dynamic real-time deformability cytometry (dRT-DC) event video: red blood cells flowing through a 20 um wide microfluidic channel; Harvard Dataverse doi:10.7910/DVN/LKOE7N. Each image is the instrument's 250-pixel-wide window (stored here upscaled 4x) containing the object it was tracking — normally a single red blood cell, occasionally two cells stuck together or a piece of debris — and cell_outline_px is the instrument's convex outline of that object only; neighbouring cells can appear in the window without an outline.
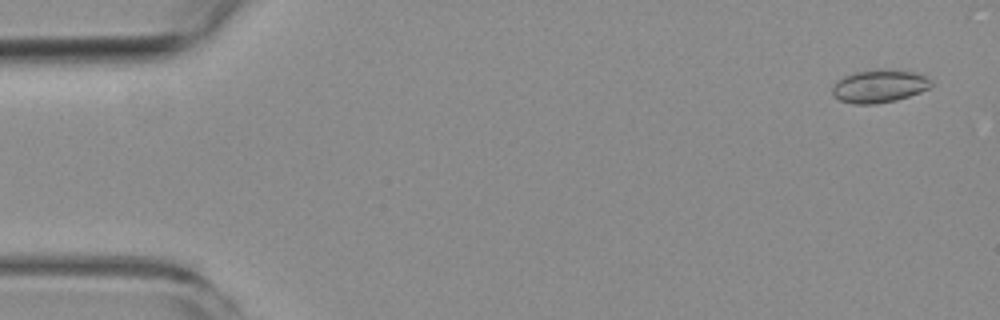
{"species": "common noctule bat (a hibernating species)", "species_latin": "Nyctalus noctula", "temperature_condition": "room temperature", "stored_images_in_passage": 5, "camera_frame_rate_fps": 3000, "um_per_image_px": 0.085, "animal": {"sex": "female", "body_mass_g": 19.3, "forearm_length_mm": 54.1}, "frame": {"image": 1, "passage_image": 1, "time_ms": 0.0, "image_size_px": [1000, 320], "cell_outline_px": [[932, 84], [928, 88], [920, 92], [896, 100], [876, 104], [852, 104], [840, 100], [832, 96], [832, 84], [836, 80], [844, 76], [856, 72], [888, 68], [916, 72], [928, 76], [932, 80]], "centroid_in_image_um": [74.73, 7.31], "position_along_channel_um": 10.3, "area_um2": 19.31}}
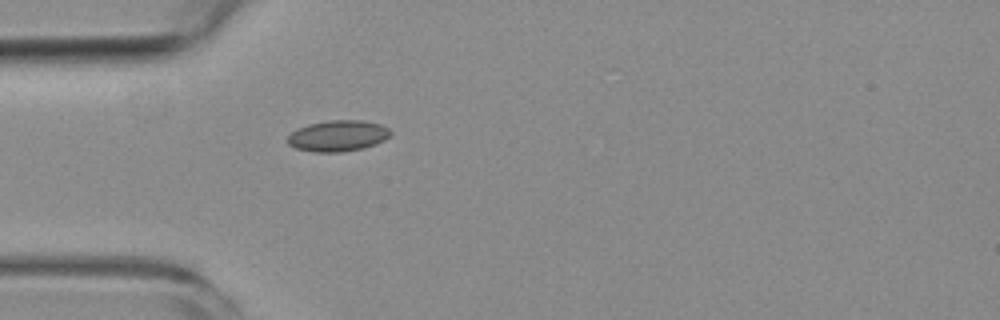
{"frame": {"image": 2, "passage_image": 5, "time_ms": 4.667, "image_size_px": [1000, 320], "cell_outline_px": [[392, 132], [384, 140], [376, 144], [364, 148], [340, 152], [312, 152], [296, 148], [288, 144], [288, 136], [296, 128], [308, 124], [328, 120], [364, 120], [380, 124], [388, 128]], "centroid_in_image_um": [28.72, 11.54], "position_along_channel_um": 56.3, "area_um2": 18.73}}